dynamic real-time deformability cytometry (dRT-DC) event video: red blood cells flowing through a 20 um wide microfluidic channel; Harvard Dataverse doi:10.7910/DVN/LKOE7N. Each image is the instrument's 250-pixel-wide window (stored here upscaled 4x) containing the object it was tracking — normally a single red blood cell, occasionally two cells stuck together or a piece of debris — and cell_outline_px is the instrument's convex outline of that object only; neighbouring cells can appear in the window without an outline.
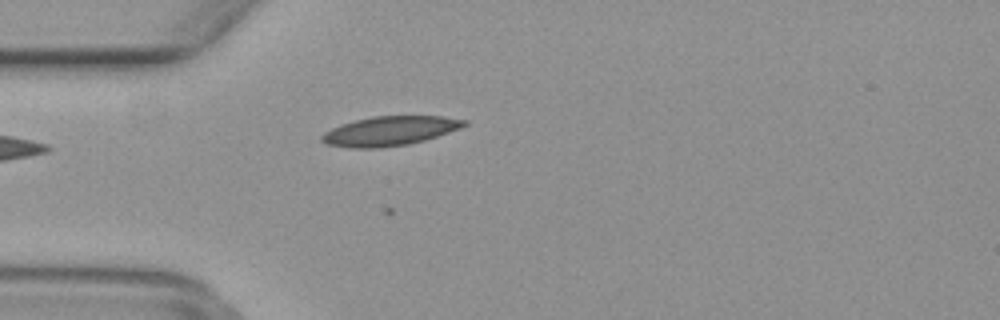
{"species": "common noctule bat (a hibernating species)", "species_latin": "Nyctalus noctula", "temperature_condition": "warm", "stored_images_in_passage": 38, "camera_frame_rate_fps": 3000, "um_per_image_px": 0.085, "animal": {"sex": "female", "body_mass_g": 29.2, "forearm_length_mm": 56.3}, "frame": {"image": 1, "passage_image": 2, "time_ms": 0.333, "image_size_px": [1000, 320], "cell_outline_px": [[468, 124], [460, 128], [424, 140], [408, 144], [376, 148], [352, 148], [328, 144], [320, 140], [320, 136], [324, 132], [332, 128], [356, 120], [372, 116], [444, 116], [468, 120]], "centroid_in_image_um": [33.14, 11.12], "position_along_channel_um": 51.9, "area_um2": 24.16}}
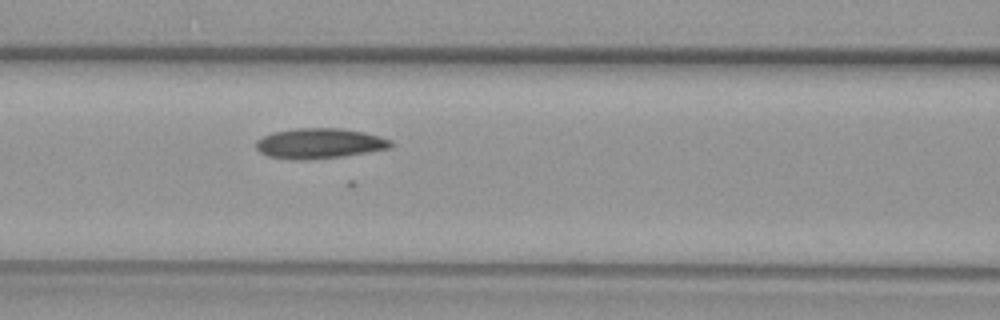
{"frame": {"image": 2, "passage_image": 9, "time_ms": 2.667, "image_size_px": [1000, 320], "cell_outline_px": [[392, 144], [388, 148], [368, 152], [344, 156], [304, 160], [292, 160], [268, 156], [260, 152], [256, 148], [256, 140], [272, 132], [296, 128], [340, 128], [364, 132], [380, 136], [392, 140]], "centroid_in_image_um": [27.13, 12.19], "position_along_channel_um": 139.5, "area_um2": 23.81}}
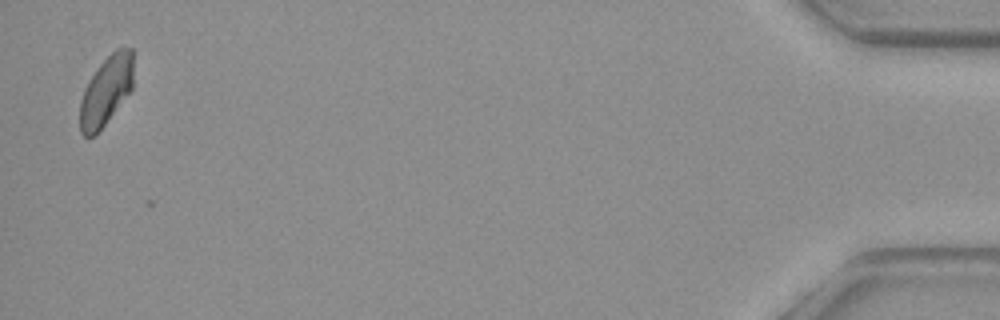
{"frame": {"image": 3, "passage_image": 37, "time_ms": 12.0, "image_size_px": [1000, 320], "cell_outline_px": [[132, 88], [104, 124], [92, 136], [84, 136], [80, 132], [80, 100], [84, 88], [88, 80], [96, 68], [116, 48], [132, 48]], "centroid_in_image_um": [8.99, 7.69], "position_along_channel_um": 426.2, "area_um2": 21.1}}